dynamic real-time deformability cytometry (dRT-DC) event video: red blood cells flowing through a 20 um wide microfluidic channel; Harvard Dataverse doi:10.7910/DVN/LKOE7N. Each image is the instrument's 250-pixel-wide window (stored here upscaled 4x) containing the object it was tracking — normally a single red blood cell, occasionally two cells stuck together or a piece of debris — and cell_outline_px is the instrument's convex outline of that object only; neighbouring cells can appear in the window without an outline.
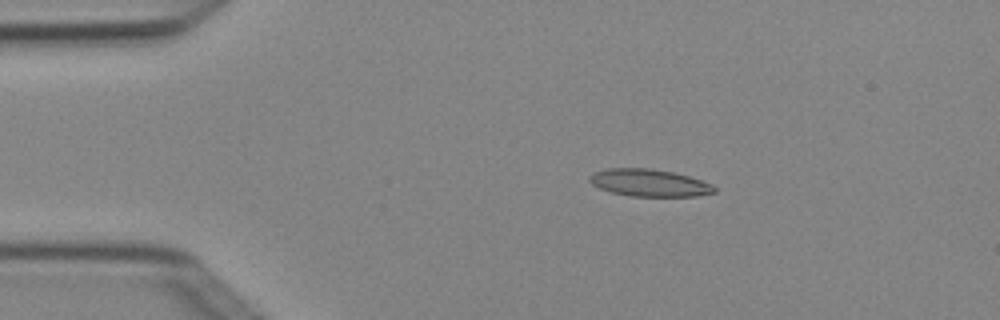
{"species": "Egyptian fruit bat (a non-hibernating species)", "species_latin": "Rousettus aegyptiacus", "temperature_condition": "cold", "stored_images_in_passage": 4, "camera_frame_rate_fps": 3000, "um_per_image_px": 0.085, "animal": {"sex": "female"}, "frame": {"image": 1, "passage_image": 3, "time_ms": 0.667, "image_size_px": [1000, 320], "cell_outline_px": [[716, 192], [696, 196], [632, 196], [612, 192], [600, 188], [592, 184], [588, 180], [588, 176], [592, 172], [608, 168], [648, 168], [672, 172], [688, 176], [712, 184], [716, 188]], "centroid_in_image_um": [55.16, 15.53], "position_along_channel_um": 29.8, "area_um2": 19.77}}